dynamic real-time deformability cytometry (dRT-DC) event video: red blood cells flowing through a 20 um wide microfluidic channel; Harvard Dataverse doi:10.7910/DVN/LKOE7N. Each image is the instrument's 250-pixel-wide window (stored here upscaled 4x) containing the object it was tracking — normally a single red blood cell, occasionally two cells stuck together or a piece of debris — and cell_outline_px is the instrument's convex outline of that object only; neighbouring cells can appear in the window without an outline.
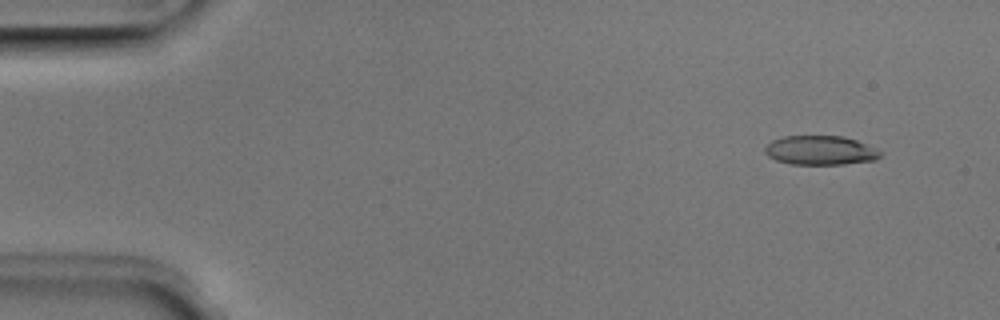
{"species": "Egyptian fruit bat (a non-hibernating species)", "species_latin": "Rousettus aegyptiacus", "temperature_condition": "room temperature", "stored_images_in_passage": 5, "segment_of_instrument_passage": [1, 2], "camera_frame_rate_fps": 3000, "um_per_image_px": 0.085, "animal": {"sex": "male"}, "frame": {"image": 1, "passage_image": 1, "time_ms": 0.0, "image_size_px": [1000, 320], "cell_outline_px": [[884, 152], [876, 160], [844, 164], [792, 164], [776, 160], [768, 156], [764, 152], [764, 148], [772, 140], [784, 136], [844, 136], [856, 140]], "centroid_in_image_um": [69.74, 12.78], "position_along_channel_um": 15.3, "area_um2": 19.65}}
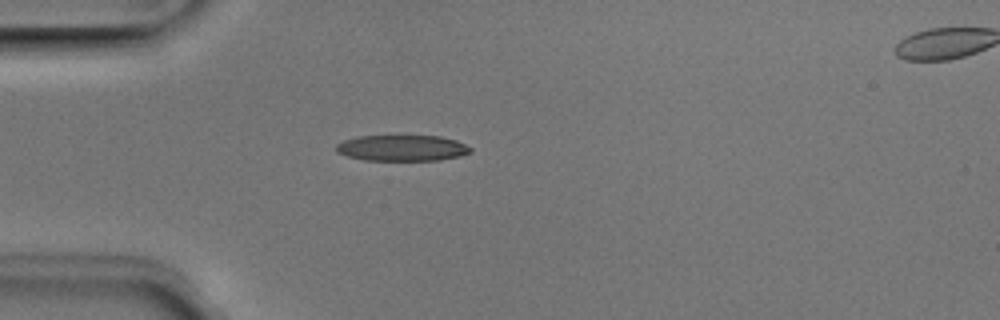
{"frame": {"image": 2, "passage_image": 4, "time_ms": 1.0, "image_size_px": [1000, 320], "cell_outline_px": [[472, 152], [460, 156], [440, 160], [364, 160], [348, 156], [336, 152], [336, 144], [344, 140], [356, 136], [440, 136], [456, 140], [472, 148]], "centroid_in_image_um": [34.18, 12.58], "position_along_channel_um": 50.8, "area_um2": 20.35}}